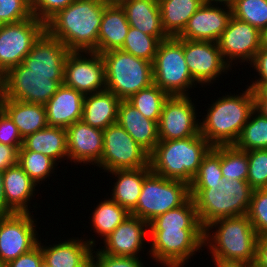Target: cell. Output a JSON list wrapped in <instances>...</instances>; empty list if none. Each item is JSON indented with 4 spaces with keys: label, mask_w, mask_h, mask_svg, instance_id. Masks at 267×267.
I'll use <instances>...</instances> for the list:
<instances>
[{
    "label": "cell",
    "mask_w": 267,
    "mask_h": 267,
    "mask_svg": "<svg viewBox=\"0 0 267 267\" xmlns=\"http://www.w3.org/2000/svg\"><path fill=\"white\" fill-rule=\"evenodd\" d=\"M46 31V24L35 16L0 25V75L22 63L32 46Z\"/></svg>",
    "instance_id": "obj_12"
},
{
    "label": "cell",
    "mask_w": 267,
    "mask_h": 267,
    "mask_svg": "<svg viewBox=\"0 0 267 267\" xmlns=\"http://www.w3.org/2000/svg\"><path fill=\"white\" fill-rule=\"evenodd\" d=\"M0 107L11 118L23 139L48 126L46 109L43 104L1 98Z\"/></svg>",
    "instance_id": "obj_30"
},
{
    "label": "cell",
    "mask_w": 267,
    "mask_h": 267,
    "mask_svg": "<svg viewBox=\"0 0 267 267\" xmlns=\"http://www.w3.org/2000/svg\"><path fill=\"white\" fill-rule=\"evenodd\" d=\"M103 152L96 165L103 172L139 169L149 165V154L118 124L103 130Z\"/></svg>",
    "instance_id": "obj_11"
},
{
    "label": "cell",
    "mask_w": 267,
    "mask_h": 267,
    "mask_svg": "<svg viewBox=\"0 0 267 267\" xmlns=\"http://www.w3.org/2000/svg\"><path fill=\"white\" fill-rule=\"evenodd\" d=\"M146 240L149 241V224L130 214L109 236L100 242L104 246L98 249L111 256H139L142 258L140 256L141 251L145 252L146 245L149 246Z\"/></svg>",
    "instance_id": "obj_18"
},
{
    "label": "cell",
    "mask_w": 267,
    "mask_h": 267,
    "mask_svg": "<svg viewBox=\"0 0 267 267\" xmlns=\"http://www.w3.org/2000/svg\"><path fill=\"white\" fill-rule=\"evenodd\" d=\"M63 84L84 95L106 90L105 64L95 51H70L64 64Z\"/></svg>",
    "instance_id": "obj_13"
},
{
    "label": "cell",
    "mask_w": 267,
    "mask_h": 267,
    "mask_svg": "<svg viewBox=\"0 0 267 267\" xmlns=\"http://www.w3.org/2000/svg\"><path fill=\"white\" fill-rule=\"evenodd\" d=\"M74 0H31V11L45 24L60 10L70 5Z\"/></svg>",
    "instance_id": "obj_46"
},
{
    "label": "cell",
    "mask_w": 267,
    "mask_h": 267,
    "mask_svg": "<svg viewBox=\"0 0 267 267\" xmlns=\"http://www.w3.org/2000/svg\"><path fill=\"white\" fill-rule=\"evenodd\" d=\"M0 143L16 147L23 145V138L8 114L0 107Z\"/></svg>",
    "instance_id": "obj_47"
},
{
    "label": "cell",
    "mask_w": 267,
    "mask_h": 267,
    "mask_svg": "<svg viewBox=\"0 0 267 267\" xmlns=\"http://www.w3.org/2000/svg\"><path fill=\"white\" fill-rule=\"evenodd\" d=\"M117 123L150 154L159 143L158 123L144 117L127 100H121Z\"/></svg>",
    "instance_id": "obj_24"
},
{
    "label": "cell",
    "mask_w": 267,
    "mask_h": 267,
    "mask_svg": "<svg viewBox=\"0 0 267 267\" xmlns=\"http://www.w3.org/2000/svg\"><path fill=\"white\" fill-rule=\"evenodd\" d=\"M43 260L42 250L39 244H37L30 251L20 255L13 261L7 264V267H39Z\"/></svg>",
    "instance_id": "obj_49"
},
{
    "label": "cell",
    "mask_w": 267,
    "mask_h": 267,
    "mask_svg": "<svg viewBox=\"0 0 267 267\" xmlns=\"http://www.w3.org/2000/svg\"><path fill=\"white\" fill-rule=\"evenodd\" d=\"M16 213L6 202L4 193L3 172L0 171V216H7Z\"/></svg>",
    "instance_id": "obj_54"
},
{
    "label": "cell",
    "mask_w": 267,
    "mask_h": 267,
    "mask_svg": "<svg viewBox=\"0 0 267 267\" xmlns=\"http://www.w3.org/2000/svg\"><path fill=\"white\" fill-rule=\"evenodd\" d=\"M0 267H7V264L0 260Z\"/></svg>",
    "instance_id": "obj_61"
},
{
    "label": "cell",
    "mask_w": 267,
    "mask_h": 267,
    "mask_svg": "<svg viewBox=\"0 0 267 267\" xmlns=\"http://www.w3.org/2000/svg\"><path fill=\"white\" fill-rule=\"evenodd\" d=\"M251 89L255 99V109L267 118V87Z\"/></svg>",
    "instance_id": "obj_51"
},
{
    "label": "cell",
    "mask_w": 267,
    "mask_h": 267,
    "mask_svg": "<svg viewBox=\"0 0 267 267\" xmlns=\"http://www.w3.org/2000/svg\"><path fill=\"white\" fill-rule=\"evenodd\" d=\"M260 47L267 48V27L260 31Z\"/></svg>",
    "instance_id": "obj_56"
},
{
    "label": "cell",
    "mask_w": 267,
    "mask_h": 267,
    "mask_svg": "<svg viewBox=\"0 0 267 267\" xmlns=\"http://www.w3.org/2000/svg\"><path fill=\"white\" fill-rule=\"evenodd\" d=\"M250 67H252V69L256 73H254V78H253L255 80L253 79L250 80L251 81L250 83L252 84L250 85L248 84V86L250 88L267 87V48H261L256 53L253 62L249 65V68Z\"/></svg>",
    "instance_id": "obj_48"
},
{
    "label": "cell",
    "mask_w": 267,
    "mask_h": 267,
    "mask_svg": "<svg viewBox=\"0 0 267 267\" xmlns=\"http://www.w3.org/2000/svg\"><path fill=\"white\" fill-rule=\"evenodd\" d=\"M129 28L122 6L119 3H108L104 8L99 29L97 53L121 49Z\"/></svg>",
    "instance_id": "obj_27"
},
{
    "label": "cell",
    "mask_w": 267,
    "mask_h": 267,
    "mask_svg": "<svg viewBox=\"0 0 267 267\" xmlns=\"http://www.w3.org/2000/svg\"><path fill=\"white\" fill-rule=\"evenodd\" d=\"M87 238L71 237L64 241L55 240L53 245L50 243L48 246L41 242L40 236L38 244L41 247L43 259L51 267H83L91 259L92 250L98 244L94 238Z\"/></svg>",
    "instance_id": "obj_22"
},
{
    "label": "cell",
    "mask_w": 267,
    "mask_h": 267,
    "mask_svg": "<svg viewBox=\"0 0 267 267\" xmlns=\"http://www.w3.org/2000/svg\"><path fill=\"white\" fill-rule=\"evenodd\" d=\"M68 160L74 165H93L100 162L103 152V130L94 128L82 120L66 128ZM76 163V164H75Z\"/></svg>",
    "instance_id": "obj_20"
},
{
    "label": "cell",
    "mask_w": 267,
    "mask_h": 267,
    "mask_svg": "<svg viewBox=\"0 0 267 267\" xmlns=\"http://www.w3.org/2000/svg\"><path fill=\"white\" fill-rule=\"evenodd\" d=\"M247 215L256 234L267 236V188L253 190Z\"/></svg>",
    "instance_id": "obj_42"
},
{
    "label": "cell",
    "mask_w": 267,
    "mask_h": 267,
    "mask_svg": "<svg viewBox=\"0 0 267 267\" xmlns=\"http://www.w3.org/2000/svg\"><path fill=\"white\" fill-rule=\"evenodd\" d=\"M197 216L203 228L223 217L248 213L253 189L247 181L226 180L215 185H189Z\"/></svg>",
    "instance_id": "obj_4"
},
{
    "label": "cell",
    "mask_w": 267,
    "mask_h": 267,
    "mask_svg": "<svg viewBox=\"0 0 267 267\" xmlns=\"http://www.w3.org/2000/svg\"><path fill=\"white\" fill-rule=\"evenodd\" d=\"M169 95L154 83L132 95L127 101L144 117L159 122L165 101Z\"/></svg>",
    "instance_id": "obj_37"
},
{
    "label": "cell",
    "mask_w": 267,
    "mask_h": 267,
    "mask_svg": "<svg viewBox=\"0 0 267 267\" xmlns=\"http://www.w3.org/2000/svg\"><path fill=\"white\" fill-rule=\"evenodd\" d=\"M217 44L223 59L231 68L235 64L237 66L238 62L240 65L245 62L249 65L261 49L260 31L249 23L231 16Z\"/></svg>",
    "instance_id": "obj_17"
},
{
    "label": "cell",
    "mask_w": 267,
    "mask_h": 267,
    "mask_svg": "<svg viewBox=\"0 0 267 267\" xmlns=\"http://www.w3.org/2000/svg\"><path fill=\"white\" fill-rule=\"evenodd\" d=\"M22 147L25 150L42 153L57 164L68 161L66 128L46 126L42 130L26 136ZM59 160V161H58Z\"/></svg>",
    "instance_id": "obj_31"
},
{
    "label": "cell",
    "mask_w": 267,
    "mask_h": 267,
    "mask_svg": "<svg viewBox=\"0 0 267 267\" xmlns=\"http://www.w3.org/2000/svg\"><path fill=\"white\" fill-rule=\"evenodd\" d=\"M84 94L61 84L44 105L48 126L67 128L82 119Z\"/></svg>",
    "instance_id": "obj_23"
},
{
    "label": "cell",
    "mask_w": 267,
    "mask_h": 267,
    "mask_svg": "<svg viewBox=\"0 0 267 267\" xmlns=\"http://www.w3.org/2000/svg\"><path fill=\"white\" fill-rule=\"evenodd\" d=\"M231 9L232 16L259 31L267 27V0H236Z\"/></svg>",
    "instance_id": "obj_40"
},
{
    "label": "cell",
    "mask_w": 267,
    "mask_h": 267,
    "mask_svg": "<svg viewBox=\"0 0 267 267\" xmlns=\"http://www.w3.org/2000/svg\"><path fill=\"white\" fill-rule=\"evenodd\" d=\"M245 86L242 93L233 95L230 91L214 99L205 110L207 114L200 115V134L212 147L234 145L255 109L252 89Z\"/></svg>",
    "instance_id": "obj_2"
},
{
    "label": "cell",
    "mask_w": 267,
    "mask_h": 267,
    "mask_svg": "<svg viewBox=\"0 0 267 267\" xmlns=\"http://www.w3.org/2000/svg\"><path fill=\"white\" fill-rule=\"evenodd\" d=\"M105 64L106 90L120 100H128L153 82V63L121 49L101 54Z\"/></svg>",
    "instance_id": "obj_6"
},
{
    "label": "cell",
    "mask_w": 267,
    "mask_h": 267,
    "mask_svg": "<svg viewBox=\"0 0 267 267\" xmlns=\"http://www.w3.org/2000/svg\"><path fill=\"white\" fill-rule=\"evenodd\" d=\"M215 267H256L255 262H246L240 260H227L220 258H211Z\"/></svg>",
    "instance_id": "obj_53"
},
{
    "label": "cell",
    "mask_w": 267,
    "mask_h": 267,
    "mask_svg": "<svg viewBox=\"0 0 267 267\" xmlns=\"http://www.w3.org/2000/svg\"><path fill=\"white\" fill-rule=\"evenodd\" d=\"M36 220L31 212L0 216L1 261L8 264L38 244Z\"/></svg>",
    "instance_id": "obj_15"
},
{
    "label": "cell",
    "mask_w": 267,
    "mask_h": 267,
    "mask_svg": "<svg viewBox=\"0 0 267 267\" xmlns=\"http://www.w3.org/2000/svg\"><path fill=\"white\" fill-rule=\"evenodd\" d=\"M83 267H95L93 261L90 259Z\"/></svg>",
    "instance_id": "obj_58"
},
{
    "label": "cell",
    "mask_w": 267,
    "mask_h": 267,
    "mask_svg": "<svg viewBox=\"0 0 267 267\" xmlns=\"http://www.w3.org/2000/svg\"><path fill=\"white\" fill-rule=\"evenodd\" d=\"M153 82L169 96H191L190 90L197 88L184 57L183 39L168 37L159 43L153 62Z\"/></svg>",
    "instance_id": "obj_7"
},
{
    "label": "cell",
    "mask_w": 267,
    "mask_h": 267,
    "mask_svg": "<svg viewBox=\"0 0 267 267\" xmlns=\"http://www.w3.org/2000/svg\"><path fill=\"white\" fill-rule=\"evenodd\" d=\"M32 16L31 0H0V25L21 22Z\"/></svg>",
    "instance_id": "obj_44"
},
{
    "label": "cell",
    "mask_w": 267,
    "mask_h": 267,
    "mask_svg": "<svg viewBox=\"0 0 267 267\" xmlns=\"http://www.w3.org/2000/svg\"><path fill=\"white\" fill-rule=\"evenodd\" d=\"M107 173L116 181L111 186L110 198L131 213L136 208L144 179L151 173L150 166Z\"/></svg>",
    "instance_id": "obj_28"
},
{
    "label": "cell",
    "mask_w": 267,
    "mask_h": 267,
    "mask_svg": "<svg viewBox=\"0 0 267 267\" xmlns=\"http://www.w3.org/2000/svg\"><path fill=\"white\" fill-rule=\"evenodd\" d=\"M221 172L226 180L247 181L248 151H241L234 145L221 146Z\"/></svg>",
    "instance_id": "obj_38"
},
{
    "label": "cell",
    "mask_w": 267,
    "mask_h": 267,
    "mask_svg": "<svg viewBox=\"0 0 267 267\" xmlns=\"http://www.w3.org/2000/svg\"><path fill=\"white\" fill-rule=\"evenodd\" d=\"M17 163L39 186L54 176L58 168V164L50 157L42 153L25 150L23 147L18 150ZM53 173L54 175H52Z\"/></svg>",
    "instance_id": "obj_36"
},
{
    "label": "cell",
    "mask_w": 267,
    "mask_h": 267,
    "mask_svg": "<svg viewBox=\"0 0 267 267\" xmlns=\"http://www.w3.org/2000/svg\"><path fill=\"white\" fill-rule=\"evenodd\" d=\"M258 237L247 214L223 217L204 228V248L211 258L255 262Z\"/></svg>",
    "instance_id": "obj_5"
},
{
    "label": "cell",
    "mask_w": 267,
    "mask_h": 267,
    "mask_svg": "<svg viewBox=\"0 0 267 267\" xmlns=\"http://www.w3.org/2000/svg\"><path fill=\"white\" fill-rule=\"evenodd\" d=\"M149 238L147 255L162 267H185L205 250L204 230H149Z\"/></svg>",
    "instance_id": "obj_9"
},
{
    "label": "cell",
    "mask_w": 267,
    "mask_h": 267,
    "mask_svg": "<svg viewBox=\"0 0 267 267\" xmlns=\"http://www.w3.org/2000/svg\"><path fill=\"white\" fill-rule=\"evenodd\" d=\"M193 101L190 96L168 97L158 122L160 141L185 139L200 134L201 116L196 109L198 105Z\"/></svg>",
    "instance_id": "obj_14"
},
{
    "label": "cell",
    "mask_w": 267,
    "mask_h": 267,
    "mask_svg": "<svg viewBox=\"0 0 267 267\" xmlns=\"http://www.w3.org/2000/svg\"><path fill=\"white\" fill-rule=\"evenodd\" d=\"M255 265L267 267V236L258 237Z\"/></svg>",
    "instance_id": "obj_52"
},
{
    "label": "cell",
    "mask_w": 267,
    "mask_h": 267,
    "mask_svg": "<svg viewBox=\"0 0 267 267\" xmlns=\"http://www.w3.org/2000/svg\"><path fill=\"white\" fill-rule=\"evenodd\" d=\"M104 200L99 201L94 207L92 212L90 225L91 232L97 233L96 237H100L101 241L109 236L114 229L120 225L130 213L117 202L109 198H103Z\"/></svg>",
    "instance_id": "obj_34"
},
{
    "label": "cell",
    "mask_w": 267,
    "mask_h": 267,
    "mask_svg": "<svg viewBox=\"0 0 267 267\" xmlns=\"http://www.w3.org/2000/svg\"><path fill=\"white\" fill-rule=\"evenodd\" d=\"M91 260L95 267H145L144 263H147L140 257L111 256L102 253L96 247L92 250Z\"/></svg>",
    "instance_id": "obj_45"
},
{
    "label": "cell",
    "mask_w": 267,
    "mask_h": 267,
    "mask_svg": "<svg viewBox=\"0 0 267 267\" xmlns=\"http://www.w3.org/2000/svg\"><path fill=\"white\" fill-rule=\"evenodd\" d=\"M64 74L32 73L22 63L2 76V97L45 105L63 84Z\"/></svg>",
    "instance_id": "obj_10"
},
{
    "label": "cell",
    "mask_w": 267,
    "mask_h": 267,
    "mask_svg": "<svg viewBox=\"0 0 267 267\" xmlns=\"http://www.w3.org/2000/svg\"><path fill=\"white\" fill-rule=\"evenodd\" d=\"M105 0H74L46 23V31L70 51H95Z\"/></svg>",
    "instance_id": "obj_1"
},
{
    "label": "cell",
    "mask_w": 267,
    "mask_h": 267,
    "mask_svg": "<svg viewBox=\"0 0 267 267\" xmlns=\"http://www.w3.org/2000/svg\"><path fill=\"white\" fill-rule=\"evenodd\" d=\"M190 198L189 184L151 172L143 182L136 208L130 213L148 224L156 217L183 205Z\"/></svg>",
    "instance_id": "obj_8"
},
{
    "label": "cell",
    "mask_w": 267,
    "mask_h": 267,
    "mask_svg": "<svg viewBox=\"0 0 267 267\" xmlns=\"http://www.w3.org/2000/svg\"><path fill=\"white\" fill-rule=\"evenodd\" d=\"M223 179L221 172V146H215L203 158L197 174L189 185H221Z\"/></svg>",
    "instance_id": "obj_41"
},
{
    "label": "cell",
    "mask_w": 267,
    "mask_h": 267,
    "mask_svg": "<svg viewBox=\"0 0 267 267\" xmlns=\"http://www.w3.org/2000/svg\"><path fill=\"white\" fill-rule=\"evenodd\" d=\"M231 16V7L203 3L191 16L178 38L217 42Z\"/></svg>",
    "instance_id": "obj_19"
},
{
    "label": "cell",
    "mask_w": 267,
    "mask_h": 267,
    "mask_svg": "<svg viewBox=\"0 0 267 267\" xmlns=\"http://www.w3.org/2000/svg\"><path fill=\"white\" fill-rule=\"evenodd\" d=\"M121 100L107 90L84 96L82 121L94 128L104 130L116 124Z\"/></svg>",
    "instance_id": "obj_29"
},
{
    "label": "cell",
    "mask_w": 267,
    "mask_h": 267,
    "mask_svg": "<svg viewBox=\"0 0 267 267\" xmlns=\"http://www.w3.org/2000/svg\"><path fill=\"white\" fill-rule=\"evenodd\" d=\"M39 267H51L44 259L41 261Z\"/></svg>",
    "instance_id": "obj_57"
},
{
    "label": "cell",
    "mask_w": 267,
    "mask_h": 267,
    "mask_svg": "<svg viewBox=\"0 0 267 267\" xmlns=\"http://www.w3.org/2000/svg\"><path fill=\"white\" fill-rule=\"evenodd\" d=\"M212 148L201 134L185 139L159 141L149 154L151 172L190 184L203 158Z\"/></svg>",
    "instance_id": "obj_3"
},
{
    "label": "cell",
    "mask_w": 267,
    "mask_h": 267,
    "mask_svg": "<svg viewBox=\"0 0 267 267\" xmlns=\"http://www.w3.org/2000/svg\"><path fill=\"white\" fill-rule=\"evenodd\" d=\"M204 3L232 7L236 0H203Z\"/></svg>",
    "instance_id": "obj_55"
},
{
    "label": "cell",
    "mask_w": 267,
    "mask_h": 267,
    "mask_svg": "<svg viewBox=\"0 0 267 267\" xmlns=\"http://www.w3.org/2000/svg\"><path fill=\"white\" fill-rule=\"evenodd\" d=\"M162 25L169 37H178L203 0H158Z\"/></svg>",
    "instance_id": "obj_32"
},
{
    "label": "cell",
    "mask_w": 267,
    "mask_h": 267,
    "mask_svg": "<svg viewBox=\"0 0 267 267\" xmlns=\"http://www.w3.org/2000/svg\"><path fill=\"white\" fill-rule=\"evenodd\" d=\"M149 230H204L194 200L190 197L178 208L168 210L149 223Z\"/></svg>",
    "instance_id": "obj_33"
},
{
    "label": "cell",
    "mask_w": 267,
    "mask_h": 267,
    "mask_svg": "<svg viewBox=\"0 0 267 267\" xmlns=\"http://www.w3.org/2000/svg\"><path fill=\"white\" fill-rule=\"evenodd\" d=\"M105 1H107L108 3H119L122 0H105Z\"/></svg>",
    "instance_id": "obj_60"
},
{
    "label": "cell",
    "mask_w": 267,
    "mask_h": 267,
    "mask_svg": "<svg viewBox=\"0 0 267 267\" xmlns=\"http://www.w3.org/2000/svg\"><path fill=\"white\" fill-rule=\"evenodd\" d=\"M2 97V76L0 75V99Z\"/></svg>",
    "instance_id": "obj_59"
},
{
    "label": "cell",
    "mask_w": 267,
    "mask_h": 267,
    "mask_svg": "<svg viewBox=\"0 0 267 267\" xmlns=\"http://www.w3.org/2000/svg\"><path fill=\"white\" fill-rule=\"evenodd\" d=\"M159 43L156 37L130 26L121 50L153 63Z\"/></svg>",
    "instance_id": "obj_39"
},
{
    "label": "cell",
    "mask_w": 267,
    "mask_h": 267,
    "mask_svg": "<svg viewBox=\"0 0 267 267\" xmlns=\"http://www.w3.org/2000/svg\"><path fill=\"white\" fill-rule=\"evenodd\" d=\"M3 179L6 202L16 213H32L34 209L38 208L36 201L31 202V199L37 195L35 193L39 191L36 189L38 184L18 163L3 172ZM29 204H32L34 209Z\"/></svg>",
    "instance_id": "obj_25"
},
{
    "label": "cell",
    "mask_w": 267,
    "mask_h": 267,
    "mask_svg": "<svg viewBox=\"0 0 267 267\" xmlns=\"http://www.w3.org/2000/svg\"><path fill=\"white\" fill-rule=\"evenodd\" d=\"M70 50L45 31L32 46L22 64L32 73L64 74V64Z\"/></svg>",
    "instance_id": "obj_21"
},
{
    "label": "cell",
    "mask_w": 267,
    "mask_h": 267,
    "mask_svg": "<svg viewBox=\"0 0 267 267\" xmlns=\"http://www.w3.org/2000/svg\"><path fill=\"white\" fill-rule=\"evenodd\" d=\"M234 146L241 151L267 149V118L254 109Z\"/></svg>",
    "instance_id": "obj_35"
},
{
    "label": "cell",
    "mask_w": 267,
    "mask_h": 267,
    "mask_svg": "<svg viewBox=\"0 0 267 267\" xmlns=\"http://www.w3.org/2000/svg\"><path fill=\"white\" fill-rule=\"evenodd\" d=\"M119 4L131 27L156 37L160 42L169 37L162 25L158 0H122Z\"/></svg>",
    "instance_id": "obj_26"
},
{
    "label": "cell",
    "mask_w": 267,
    "mask_h": 267,
    "mask_svg": "<svg viewBox=\"0 0 267 267\" xmlns=\"http://www.w3.org/2000/svg\"><path fill=\"white\" fill-rule=\"evenodd\" d=\"M183 51L193 80L202 88L217 83L221 75L232 70L223 59L217 42L183 39Z\"/></svg>",
    "instance_id": "obj_16"
},
{
    "label": "cell",
    "mask_w": 267,
    "mask_h": 267,
    "mask_svg": "<svg viewBox=\"0 0 267 267\" xmlns=\"http://www.w3.org/2000/svg\"><path fill=\"white\" fill-rule=\"evenodd\" d=\"M247 182L253 190L267 188V149L248 151Z\"/></svg>",
    "instance_id": "obj_43"
},
{
    "label": "cell",
    "mask_w": 267,
    "mask_h": 267,
    "mask_svg": "<svg viewBox=\"0 0 267 267\" xmlns=\"http://www.w3.org/2000/svg\"><path fill=\"white\" fill-rule=\"evenodd\" d=\"M18 149L0 143V171L4 172L8 168L17 164Z\"/></svg>",
    "instance_id": "obj_50"
}]
</instances>
